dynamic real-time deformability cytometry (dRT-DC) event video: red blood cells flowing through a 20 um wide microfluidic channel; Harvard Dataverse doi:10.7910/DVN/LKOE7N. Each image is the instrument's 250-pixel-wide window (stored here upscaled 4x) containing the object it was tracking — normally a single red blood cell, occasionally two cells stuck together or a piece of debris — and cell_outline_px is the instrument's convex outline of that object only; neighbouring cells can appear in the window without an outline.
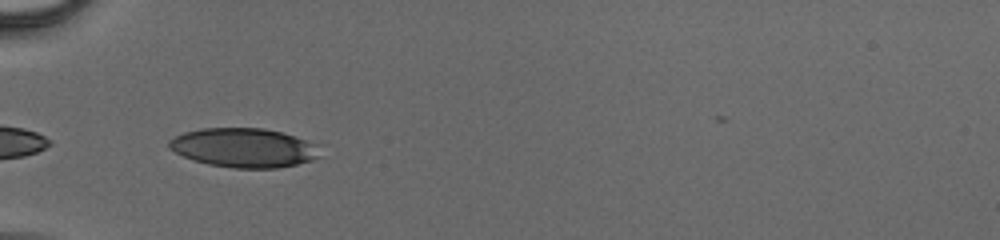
{"species": "human", "species_latin": "Homo sapiens", "temperature_condition": "cold", "stored_images_in_passage": 35, "camera_frame_rate_fps": 3000, "um_per_image_px": 0.085, "donor": {"sex": "male"}, "frame": {"image": 1, "passage_image": 1, "time_ms": 0.0, "image_size_px": [1000, 240], "cell_outline_px": [[320, 156], [312, 160], [296, 164], [276, 168], [232, 168], [208, 164], [184, 156], [168, 148], [168, 140], [184, 132], [200, 128], [264, 128], [280, 132], [320, 144]], "centroid_in_image_um": [20.75, 12.55], "position_along_channel_um": 64.2, "area_um2": 34.51}}
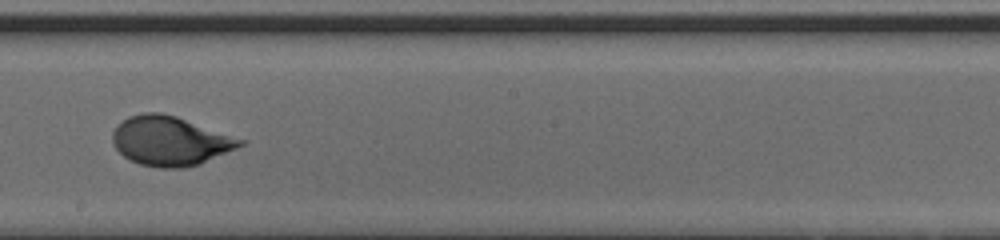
{"frame": {"image": 2, "passage_image": 15, "time_ms": 4.667, "image_size_px": [1000, 240], "cell_outline_px": [[248, 140], [244, 144], [236, 148], [200, 164], [184, 168], [160, 168], [140, 164], [124, 156], [112, 144], [112, 132], [116, 124], [128, 116], [144, 112], [160, 112], [176, 116]], "centroid_in_image_um": [14.46, 11.97], "position_along_channel_um": 233.7, "area_um2": 36.93}}
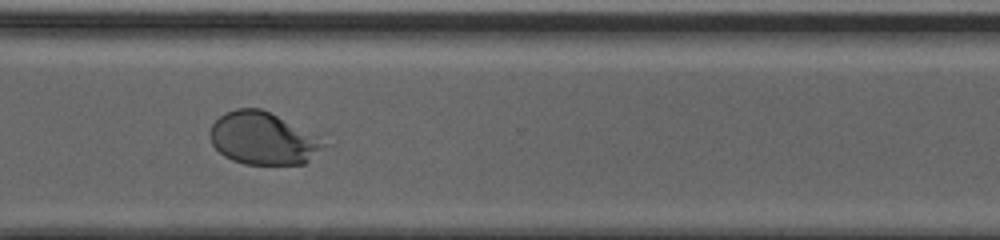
{"frame": {"image": 3, "passage_image": 24, "time_ms": 7.667, "image_size_px": [1000, 240], "cell_outline_px": [[332, 144], [304, 164], [244, 164], [232, 160], [224, 156], [212, 144], [208, 136], [208, 132], [212, 124], [220, 116], [236, 108], [260, 108]], "centroid_in_image_um": [22.35, 11.79], "position_along_channel_um": 348.2, "area_um2": 34.62}}